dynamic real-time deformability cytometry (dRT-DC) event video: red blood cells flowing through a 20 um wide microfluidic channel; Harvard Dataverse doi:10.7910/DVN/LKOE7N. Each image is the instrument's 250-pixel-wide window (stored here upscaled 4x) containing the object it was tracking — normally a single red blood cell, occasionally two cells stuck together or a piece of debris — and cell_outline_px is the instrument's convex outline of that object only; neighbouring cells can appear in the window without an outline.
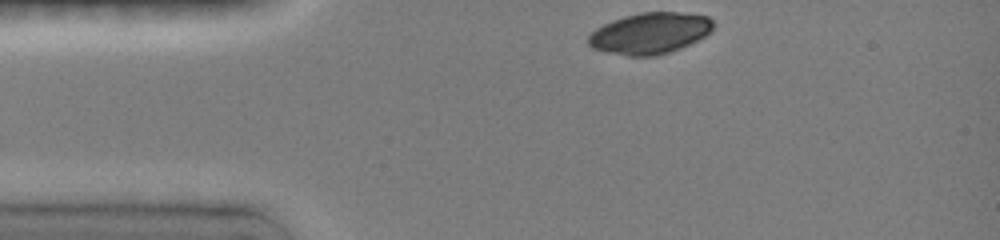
{"species": "common noctule bat (a hibernating species)", "species_latin": "Nyctalus noctula", "temperature_condition": "room temperature", "stored_images_in_passage": 5, "camera_frame_rate_fps": 3000, "um_per_image_px": 0.085, "animal": {"sex": "female", "body_mass_g": 19.0, "forearm_length_mm": 51.5}, "frame": {"image": 1, "passage_image": 1, "time_ms": 0.0, "image_size_px": [1000, 240], "cell_outline_px": [[712, 28], [704, 36], [688, 44], [668, 52], [652, 56], [628, 56], [608, 52], [592, 48], [588, 44], [588, 36], [596, 28], [612, 20], [624, 16], [640, 12], [680, 12], [708, 16], [712, 20]], "centroid_in_image_um": [55.2, 2.81], "position_along_channel_um": 29.8, "area_um2": 29.65}}